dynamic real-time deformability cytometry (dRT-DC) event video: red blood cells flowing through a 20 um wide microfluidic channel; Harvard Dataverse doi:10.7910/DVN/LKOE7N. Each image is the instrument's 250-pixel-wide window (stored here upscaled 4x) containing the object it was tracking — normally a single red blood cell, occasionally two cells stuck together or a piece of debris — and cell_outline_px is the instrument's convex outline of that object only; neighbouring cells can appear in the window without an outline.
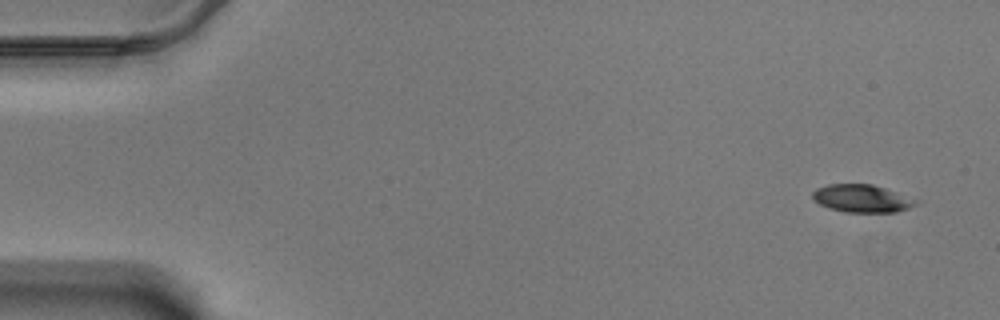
{"species": "Egyptian fruit bat (a non-hibernating species)", "species_latin": "Rousettus aegyptiacus", "temperature_condition": "warm", "stored_images_in_passage": 57, "camera_frame_rate_fps": 3000, "um_per_image_px": 0.085, "animal": {"sex": "male"}, "frame": {"image": 1, "passage_image": 1, "time_ms": 0.0, "image_size_px": [1000, 320], "cell_outline_px": [[920, 200], [916, 204], [908, 208], [896, 212], [844, 212], [828, 208], [812, 200], [812, 192], [816, 188], [828, 184], [872, 184]], "centroid_in_image_um": [73.23, 16.87], "position_along_channel_um": 11.8, "area_um2": 16.76}}
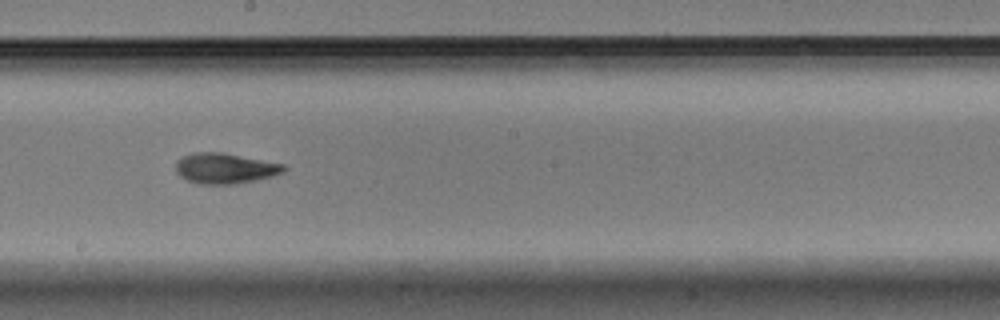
{"frame": {"image": 2, "passage_image": 31, "time_ms": 10.0, "image_size_px": [1000, 320], "cell_outline_px": [[288, 168], [284, 172], [272, 176], [256, 180], [232, 184], [196, 184], [180, 176], [176, 172], [176, 160], [192, 152], [224, 152], [284, 164]], "centroid_in_image_um": [19.13, 14.3], "position_along_channel_um": 229.1, "area_um2": 19.36}}
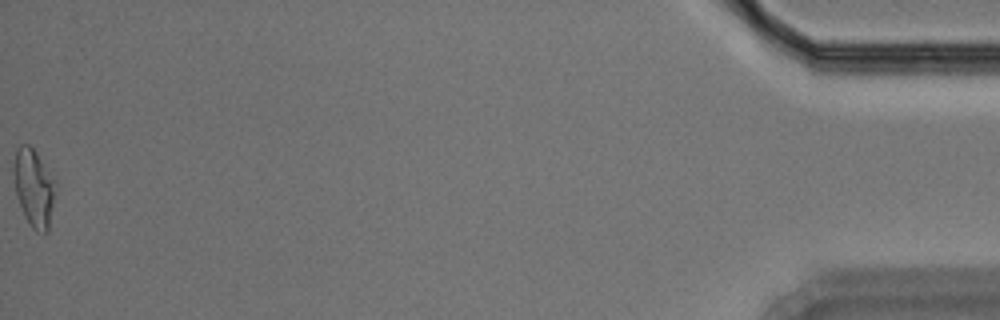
{"frame": {"image": 3, "passage_image": 57, "time_ms": 18.667, "image_size_px": [1000, 320], "cell_outline_px": [[56, 184], [48, 232], [44, 236], [36, 232], [28, 224], [24, 216], [16, 196], [12, 172], [12, 168], [16, 148], [20, 144], [28, 144], [36, 152]], "centroid_in_image_um": [2.84, 16.0], "position_along_channel_um": 432.4, "area_um2": 19.13}, "authors_computed_cell_mechanics": {"area_um2": 18.3804, "velocity_mm_per_s": 3.4614, "shape_relaxation_time_tau1_ms": 4.2161, "shape_relaxation_time_tau2_ms": 5.8915, "deformation_change_tau1": 0.1744, "deformation_change_tau2": 0.1312}}